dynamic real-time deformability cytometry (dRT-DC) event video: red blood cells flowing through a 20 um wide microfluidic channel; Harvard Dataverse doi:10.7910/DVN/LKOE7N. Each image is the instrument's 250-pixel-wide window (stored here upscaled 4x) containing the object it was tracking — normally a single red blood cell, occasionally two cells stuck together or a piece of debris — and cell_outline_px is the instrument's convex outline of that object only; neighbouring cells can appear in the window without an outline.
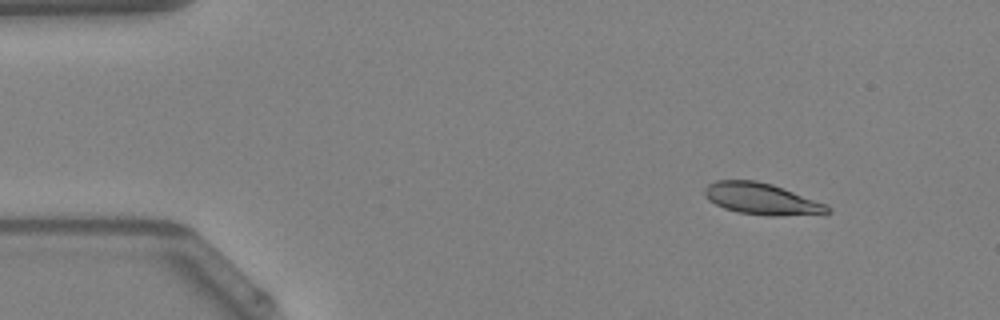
{"species": "Egyptian fruit bat (a non-hibernating species)", "species_latin": "Rousettus aegyptiacus", "temperature_condition": "warm", "stored_images_in_passage": 44, "camera_frame_rate_fps": 3000, "um_per_image_px": 0.085, "animal": {"sex": "female"}, "frame": {"image": 1, "passage_image": 1, "time_ms": 0.0, "image_size_px": [1000, 320], "cell_outline_px": [[832, 212], [824, 216], [768, 216], [736, 212], [724, 208], [708, 200], [704, 192], [704, 188], [708, 184], [716, 180], [756, 180], [772, 184], [824, 204], [832, 208]], "centroid_in_image_um": [64.8, 16.94], "position_along_channel_um": 20.2, "area_um2": 22.95}}
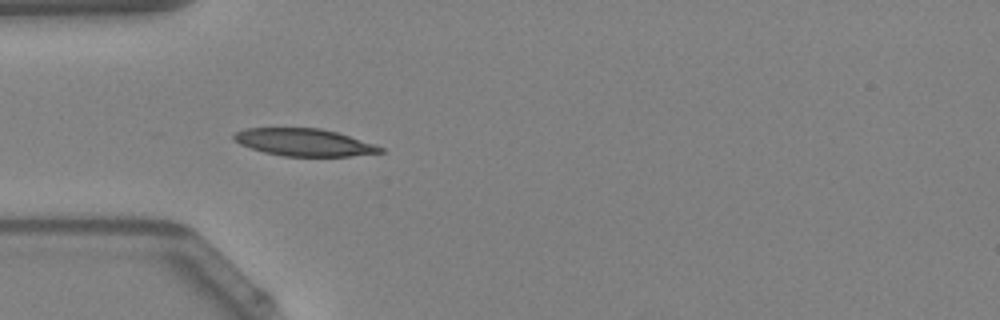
{"frame": {"image": 2, "passage_image": 10, "time_ms": 3.0, "image_size_px": [1000, 320], "cell_outline_px": [[384, 152], [348, 156], [284, 156], [264, 152], [240, 144], [232, 136], [236, 132], [244, 128], [320, 128], [336, 132], [384, 148]], "centroid_in_image_um": [25.82, 12.1], "position_along_channel_um": 59.2, "area_um2": 22.95}}
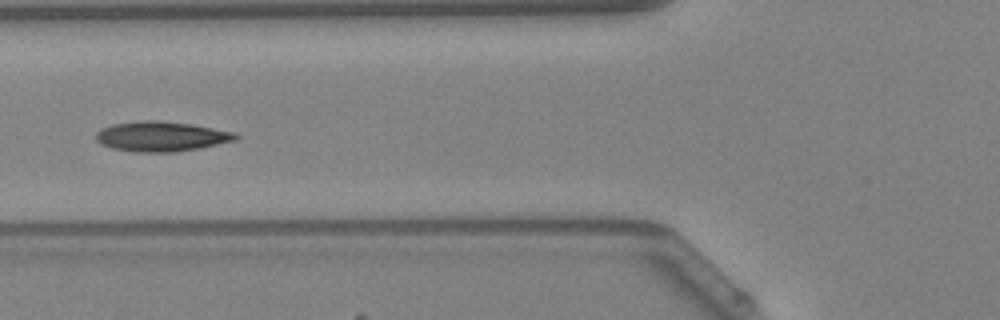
{"frame": {"image": 3, "passage_image": 14, "time_ms": 4.333, "image_size_px": [1000, 320], "cell_outline_px": [[240, 136], [236, 140], [200, 148], [172, 152], [136, 152], [112, 148], [100, 144], [96, 140], [96, 132], [100, 128], [112, 124], [140, 120], [156, 120], [188, 124], [236, 132]], "centroid_in_image_um": [13.68, 11.59], "position_along_channel_um": 112.1, "area_um2": 24.39}, "authors_computed_cell_mechanics": {"area_um2": 22.9755, "velocity_mm_per_s": 4.2015, "shape_relaxation_time_tau1_ms": 4.3261, "shape_relaxation_time_tau2_ms": 3.1891, "deformation_change_tau1": 0.1287, "deformation_change_tau2": 0.0729}}